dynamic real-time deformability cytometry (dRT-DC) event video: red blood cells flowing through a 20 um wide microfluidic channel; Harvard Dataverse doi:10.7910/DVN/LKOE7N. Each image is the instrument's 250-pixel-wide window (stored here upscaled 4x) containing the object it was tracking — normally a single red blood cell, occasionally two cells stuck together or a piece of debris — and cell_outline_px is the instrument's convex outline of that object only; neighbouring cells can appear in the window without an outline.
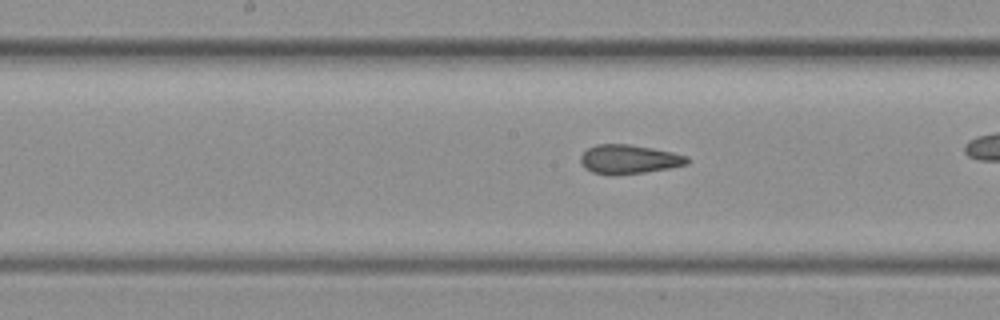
{"species": "common noctule bat (a hibernating species)", "species_latin": "Nyctalus noctula", "temperature_condition": "warm", "stored_images_in_passage": 18, "camera_frame_rate_fps": 3000, "um_per_image_px": 0.085, "animal": {"sex": "female", "body_mass_g": 19.3, "forearm_length_mm": 54.1}, "frame": {"image": 1, "passage_image": 16, "time_ms": 5.0, "image_size_px": [1000, 320], "cell_outline_px": [[692, 160], [688, 164], [668, 168], [644, 172], [612, 176], [592, 172], [584, 168], [580, 160], [580, 156], [588, 148], [596, 144], [628, 144], [652, 148], [672, 152], [688, 156]], "centroid_in_image_um": [53.46, 13.54], "position_along_channel_um": 194.7, "area_um2": 18.21}}